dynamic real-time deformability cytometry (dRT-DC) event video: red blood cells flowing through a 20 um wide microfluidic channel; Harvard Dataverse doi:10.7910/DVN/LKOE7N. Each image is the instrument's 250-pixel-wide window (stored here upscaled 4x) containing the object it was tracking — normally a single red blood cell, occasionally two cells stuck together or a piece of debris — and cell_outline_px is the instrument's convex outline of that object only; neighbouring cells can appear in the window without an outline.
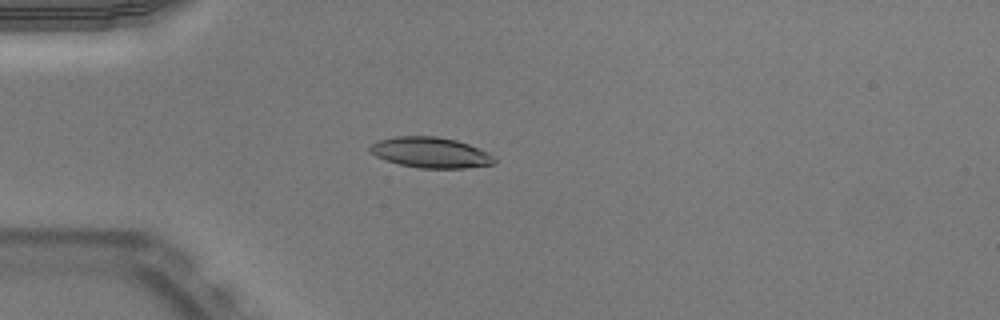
{"species": "Egyptian fruit bat (a non-hibernating species)", "species_latin": "Rousettus aegyptiacus", "temperature_condition": "warm", "stored_images_in_passage": 40, "camera_frame_rate_fps": 3000, "um_per_image_px": 0.085, "animal": {"sex": "male"}, "frame": {"image": 1, "passage_image": 3, "time_ms": 0.667, "image_size_px": [1000, 320], "cell_outline_px": [[496, 164], [464, 168], [420, 168], [400, 164], [376, 156], [368, 148], [372, 144], [380, 140], [396, 136], [436, 136], [456, 140], [468, 144], [488, 152], [496, 160]], "centroid_in_image_um": [36.64, 12.96], "position_along_channel_um": 48.4, "area_um2": 21.96}}
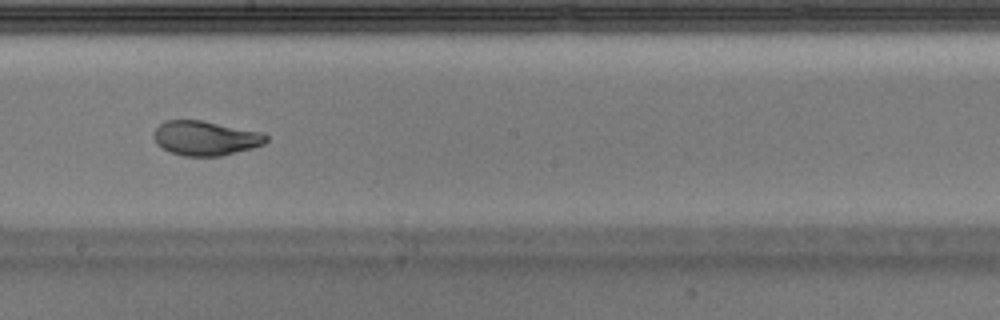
{"frame": {"image": 2, "passage_image": 18, "time_ms": 5.667, "image_size_px": [1000, 320], "cell_outline_px": [[268, 140], [264, 144], [252, 148], [220, 156], [184, 156], [172, 152], [156, 144], [152, 136], [152, 132], [164, 120], [200, 120], [264, 132], [268, 136]], "centroid_in_image_um": [17.46, 11.73], "position_along_channel_um": 230.7, "area_um2": 22.72}}
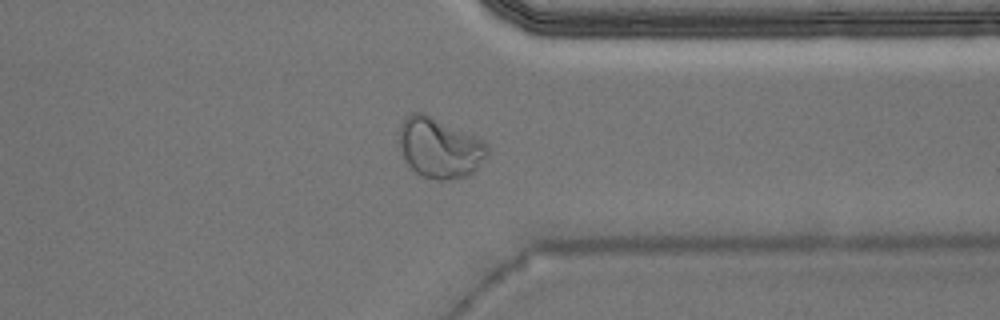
{"frame": {"image": 3, "passage_image": 29, "time_ms": 9.333, "image_size_px": [1000, 320], "cell_outline_px": [[488, 156], [472, 172], [464, 176], [448, 180], [436, 180], [424, 176], [416, 172], [408, 164], [396, 148], [400, 124], [412, 112], [424, 112], [484, 140], [488, 144]], "centroid_in_image_um": [37.32, 12.55], "position_along_channel_um": 374.1, "area_um2": 31.33}, "authors_computed_cell_mechanics": {"area_um2": 23.2356, "velocity_mm_per_s": 3.9648, "shape_relaxation_time_tau1_ms": 10.0666, "shape_relaxation_time_tau2_ms": null, "deformation_change_tau1": 0.3165, "deformation_change_tau2": null}}